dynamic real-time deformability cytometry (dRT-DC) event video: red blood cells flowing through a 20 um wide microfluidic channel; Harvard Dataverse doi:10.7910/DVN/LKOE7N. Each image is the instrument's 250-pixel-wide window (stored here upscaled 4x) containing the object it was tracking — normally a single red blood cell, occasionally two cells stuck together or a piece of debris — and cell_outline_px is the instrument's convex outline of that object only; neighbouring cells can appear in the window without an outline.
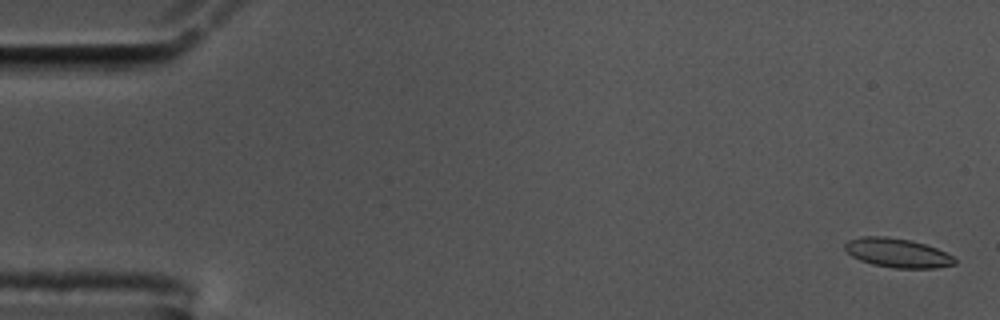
{"species": "common noctule bat (a hibernating species)", "species_latin": "Nyctalus noctula", "temperature_condition": "cold", "stored_images_in_passage": 15, "camera_frame_rate_fps": 3000, "um_per_image_px": 0.085, "animal": {"sex": "male", "body_mass_g": 17.5, "forearm_length_mm": 52.3}, "frame": {"image": 1, "passage_image": 2, "time_ms": 0.333, "image_size_px": [1000, 320], "cell_outline_px": [[956, 264], [936, 268], [896, 268], [872, 264], [860, 260], [852, 256], [844, 248], [844, 244], [848, 240], [864, 236], [884, 236], [908, 240], [924, 244], [936, 248], [952, 256], [956, 260]], "centroid_in_image_um": [76.27, 21.5], "position_along_channel_um": 8.7, "area_um2": 18.44}}
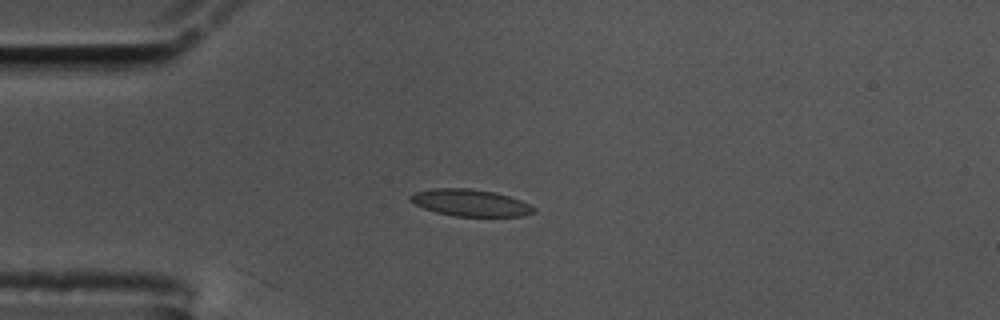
{"frame": {"image": 2, "passage_image": 15, "time_ms": 4.667, "image_size_px": [1000, 320], "cell_outline_px": [[536, 212], [524, 216], [456, 216], [436, 212], [424, 208], [408, 200], [408, 196], [412, 192], [432, 188], [468, 188], [496, 192], [520, 200], [536, 208]], "centroid_in_image_um": [39.95, 17.22], "position_along_channel_um": 45.0, "area_um2": 19.42}}